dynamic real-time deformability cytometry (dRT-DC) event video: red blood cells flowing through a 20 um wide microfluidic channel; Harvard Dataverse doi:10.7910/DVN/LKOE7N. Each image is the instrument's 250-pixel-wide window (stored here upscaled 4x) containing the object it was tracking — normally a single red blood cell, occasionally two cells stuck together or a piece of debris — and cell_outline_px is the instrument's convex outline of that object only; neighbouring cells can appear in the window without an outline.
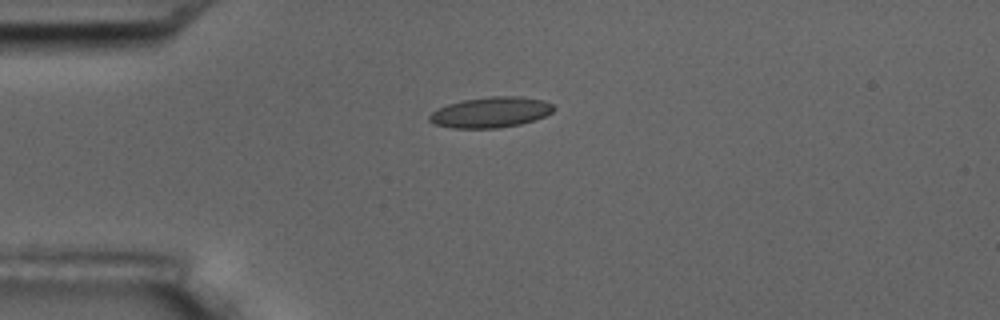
{"species": "common noctule bat (a hibernating species)", "species_latin": "Nyctalus noctula", "temperature_condition": "room temperature", "stored_images_in_passage": 4, "camera_frame_rate_fps": 3000, "um_per_image_px": 0.085, "animal": {"sex": "male", "body_mass_g": 17.5, "forearm_length_mm": 52.3}, "frame": {"image": 1, "passage_image": 1, "time_ms": 0.0, "image_size_px": [1000, 320], "cell_outline_px": [[556, 108], [552, 112], [544, 116], [520, 124], [496, 128], [452, 128], [436, 124], [428, 120], [428, 116], [436, 108], [460, 100], [492, 96], [520, 96], [544, 100], [552, 104]], "centroid_in_image_um": [41.69, 9.53], "position_along_channel_um": 43.3, "area_um2": 22.2}}